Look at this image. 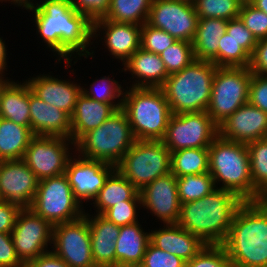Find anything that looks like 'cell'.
Wrapping results in <instances>:
<instances>
[{
  "mask_svg": "<svg viewBox=\"0 0 267 267\" xmlns=\"http://www.w3.org/2000/svg\"><path fill=\"white\" fill-rule=\"evenodd\" d=\"M34 136L31 128L0 117V161L22 159Z\"/></svg>",
  "mask_w": 267,
  "mask_h": 267,
  "instance_id": "31",
  "label": "cell"
},
{
  "mask_svg": "<svg viewBox=\"0 0 267 267\" xmlns=\"http://www.w3.org/2000/svg\"><path fill=\"white\" fill-rule=\"evenodd\" d=\"M115 242L116 267H137L143 261L150 232H145L139 222L121 226Z\"/></svg>",
  "mask_w": 267,
  "mask_h": 267,
  "instance_id": "27",
  "label": "cell"
},
{
  "mask_svg": "<svg viewBox=\"0 0 267 267\" xmlns=\"http://www.w3.org/2000/svg\"><path fill=\"white\" fill-rule=\"evenodd\" d=\"M243 202L234 193L216 187L201 199L182 203L177 224L206 245H221Z\"/></svg>",
  "mask_w": 267,
  "mask_h": 267,
  "instance_id": "3",
  "label": "cell"
},
{
  "mask_svg": "<svg viewBox=\"0 0 267 267\" xmlns=\"http://www.w3.org/2000/svg\"><path fill=\"white\" fill-rule=\"evenodd\" d=\"M218 128L221 138L248 144L267 138V113L246 103L224 120Z\"/></svg>",
  "mask_w": 267,
  "mask_h": 267,
  "instance_id": "19",
  "label": "cell"
},
{
  "mask_svg": "<svg viewBox=\"0 0 267 267\" xmlns=\"http://www.w3.org/2000/svg\"><path fill=\"white\" fill-rule=\"evenodd\" d=\"M251 55L227 32L219 41L218 67H249Z\"/></svg>",
  "mask_w": 267,
  "mask_h": 267,
  "instance_id": "37",
  "label": "cell"
},
{
  "mask_svg": "<svg viewBox=\"0 0 267 267\" xmlns=\"http://www.w3.org/2000/svg\"><path fill=\"white\" fill-rule=\"evenodd\" d=\"M125 200H141V196L139 190L115 169L93 199L94 207H97L96 213L98 212L97 214L102 215L113 205L122 203Z\"/></svg>",
  "mask_w": 267,
  "mask_h": 267,
  "instance_id": "30",
  "label": "cell"
},
{
  "mask_svg": "<svg viewBox=\"0 0 267 267\" xmlns=\"http://www.w3.org/2000/svg\"><path fill=\"white\" fill-rule=\"evenodd\" d=\"M38 182L34 172L22 160L0 161V200L31 208Z\"/></svg>",
  "mask_w": 267,
  "mask_h": 267,
  "instance_id": "16",
  "label": "cell"
},
{
  "mask_svg": "<svg viewBox=\"0 0 267 267\" xmlns=\"http://www.w3.org/2000/svg\"><path fill=\"white\" fill-rule=\"evenodd\" d=\"M3 39H2V37H0V76L1 77H3V76H5L3 73H4V71H5V69H7L6 67V65H7V62H6V45L4 44L5 42L4 41H2Z\"/></svg>",
  "mask_w": 267,
  "mask_h": 267,
  "instance_id": "52",
  "label": "cell"
},
{
  "mask_svg": "<svg viewBox=\"0 0 267 267\" xmlns=\"http://www.w3.org/2000/svg\"><path fill=\"white\" fill-rule=\"evenodd\" d=\"M199 17L194 4L177 0H153L147 23L176 40L192 42Z\"/></svg>",
  "mask_w": 267,
  "mask_h": 267,
  "instance_id": "15",
  "label": "cell"
},
{
  "mask_svg": "<svg viewBox=\"0 0 267 267\" xmlns=\"http://www.w3.org/2000/svg\"><path fill=\"white\" fill-rule=\"evenodd\" d=\"M227 23V20L219 18L198 20L192 41L195 60L210 61L218 67L219 41L227 31Z\"/></svg>",
  "mask_w": 267,
  "mask_h": 267,
  "instance_id": "28",
  "label": "cell"
},
{
  "mask_svg": "<svg viewBox=\"0 0 267 267\" xmlns=\"http://www.w3.org/2000/svg\"><path fill=\"white\" fill-rule=\"evenodd\" d=\"M141 207L155 214L165 224H177L181 203L178 197L177 177L168 173L145 185L140 191Z\"/></svg>",
  "mask_w": 267,
  "mask_h": 267,
  "instance_id": "18",
  "label": "cell"
},
{
  "mask_svg": "<svg viewBox=\"0 0 267 267\" xmlns=\"http://www.w3.org/2000/svg\"><path fill=\"white\" fill-rule=\"evenodd\" d=\"M1 1H10L11 4L17 5V6H22L26 10H30L35 7V4L33 3L34 0H0ZM13 2V3H12Z\"/></svg>",
  "mask_w": 267,
  "mask_h": 267,
  "instance_id": "53",
  "label": "cell"
},
{
  "mask_svg": "<svg viewBox=\"0 0 267 267\" xmlns=\"http://www.w3.org/2000/svg\"><path fill=\"white\" fill-rule=\"evenodd\" d=\"M221 245L232 267H267V199L244 201Z\"/></svg>",
  "mask_w": 267,
  "mask_h": 267,
  "instance_id": "2",
  "label": "cell"
},
{
  "mask_svg": "<svg viewBox=\"0 0 267 267\" xmlns=\"http://www.w3.org/2000/svg\"><path fill=\"white\" fill-rule=\"evenodd\" d=\"M41 2H35L36 6L30 10H34L37 33L47 47L59 55L58 62L63 58L71 66L72 54L91 56L93 51L87 48L94 38L93 22L85 14L78 13L69 0Z\"/></svg>",
  "mask_w": 267,
  "mask_h": 267,
  "instance_id": "1",
  "label": "cell"
},
{
  "mask_svg": "<svg viewBox=\"0 0 267 267\" xmlns=\"http://www.w3.org/2000/svg\"><path fill=\"white\" fill-rule=\"evenodd\" d=\"M137 267H186V261L175 254L161 250L149 242L143 261Z\"/></svg>",
  "mask_w": 267,
  "mask_h": 267,
  "instance_id": "44",
  "label": "cell"
},
{
  "mask_svg": "<svg viewBox=\"0 0 267 267\" xmlns=\"http://www.w3.org/2000/svg\"><path fill=\"white\" fill-rule=\"evenodd\" d=\"M177 40L162 29L155 28L147 22L142 25L140 48L161 55Z\"/></svg>",
  "mask_w": 267,
  "mask_h": 267,
  "instance_id": "40",
  "label": "cell"
},
{
  "mask_svg": "<svg viewBox=\"0 0 267 267\" xmlns=\"http://www.w3.org/2000/svg\"><path fill=\"white\" fill-rule=\"evenodd\" d=\"M104 32V42L111 55L124 64L138 49L141 41V25L118 23L104 18L93 22V37ZM98 32V33H97Z\"/></svg>",
  "mask_w": 267,
  "mask_h": 267,
  "instance_id": "20",
  "label": "cell"
},
{
  "mask_svg": "<svg viewBox=\"0 0 267 267\" xmlns=\"http://www.w3.org/2000/svg\"><path fill=\"white\" fill-rule=\"evenodd\" d=\"M226 32L230 34V36H232L250 55L253 54L258 41L239 17L228 21Z\"/></svg>",
  "mask_w": 267,
  "mask_h": 267,
  "instance_id": "45",
  "label": "cell"
},
{
  "mask_svg": "<svg viewBox=\"0 0 267 267\" xmlns=\"http://www.w3.org/2000/svg\"><path fill=\"white\" fill-rule=\"evenodd\" d=\"M16 267H31V266L28 263H22L21 265Z\"/></svg>",
  "mask_w": 267,
  "mask_h": 267,
  "instance_id": "58",
  "label": "cell"
},
{
  "mask_svg": "<svg viewBox=\"0 0 267 267\" xmlns=\"http://www.w3.org/2000/svg\"><path fill=\"white\" fill-rule=\"evenodd\" d=\"M95 215L91 216L87 213L95 265L97 267H116L115 241L119 236L120 227L102 215Z\"/></svg>",
  "mask_w": 267,
  "mask_h": 267,
  "instance_id": "23",
  "label": "cell"
},
{
  "mask_svg": "<svg viewBox=\"0 0 267 267\" xmlns=\"http://www.w3.org/2000/svg\"><path fill=\"white\" fill-rule=\"evenodd\" d=\"M252 5L267 14V0H254Z\"/></svg>",
  "mask_w": 267,
  "mask_h": 267,
  "instance_id": "54",
  "label": "cell"
},
{
  "mask_svg": "<svg viewBox=\"0 0 267 267\" xmlns=\"http://www.w3.org/2000/svg\"><path fill=\"white\" fill-rule=\"evenodd\" d=\"M209 172L208 148H186L171 152V173L176 177Z\"/></svg>",
  "mask_w": 267,
  "mask_h": 267,
  "instance_id": "32",
  "label": "cell"
},
{
  "mask_svg": "<svg viewBox=\"0 0 267 267\" xmlns=\"http://www.w3.org/2000/svg\"><path fill=\"white\" fill-rule=\"evenodd\" d=\"M82 206L63 173L38 182L31 209L55 226L81 218L85 213Z\"/></svg>",
  "mask_w": 267,
  "mask_h": 267,
  "instance_id": "9",
  "label": "cell"
},
{
  "mask_svg": "<svg viewBox=\"0 0 267 267\" xmlns=\"http://www.w3.org/2000/svg\"><path fill=\"white\" fill-rule=\"evenodd\" d=\"M209 173L219 189L230 191L242 201H254V185L250 171L247 144L218 136L208 147Z\"/></svg>",
  "mask_w": 267,
  "mask_h": 267,
  "instance_id": "4",
  "label": "cell"
},
{
  "mask_svg": "<svg viewBox=\"0 0 267 267\" xmlns=\"http://www.w3.org/2000/svg\"><path fill=\"white\" fill-rule=\"evenodd\" d=\"M52 244V251L69 267H97L86 212L77 220L53 226Z\"/></svg>",
  "mask_w": 267,
  "mask_h": 267,
  "instance_id": "12",
  "label": "cell"
},
{
  "mask_svg": "<svg viewBox=\"0 0 267 267\" xmlns=\"http://www.w3.org/2000/svg\"><path fill=\"white\" fill-rule=\"evenodd\" d=\"M74 157L69 160L65 175L68 178L74 197L82 205V200L93 201L104 186L108 176L116 169V166L79 155Z\"/></svg>",
  "mask_w": 267,
  "mask_h": 267,
  "instance_id": "17",
  "label": "cell"
},
{
  "mask_svg": "<svg viewBox=\"0 0 267 267\" xmlns=\"http://www.w3.org/2000/svg\"><path fill=\"white\" fill-rule=\"evenodd\" d=\"M98 80L99 79L94 81L95 83L94 82L91 83L89 91L87 89L85 90V88L82 87L81 93H83L86 97L92 100L111 104L116 110L122 109V102H123V97H124L122 95H124L123 92L125 89H123L121 85H119L118 81L110 79L109 76L102 77L99 80L100 85L98 84ZM96 82L99 86L96 85ZM120 97L121 99H119ZM117 98L119 99L117 101L118 103L113 102L115 101L114 99H117Z\"/></svg>",
  "mask_w": 267,
  "mask_h": 267,
  "instance_id": "39",
  "label": "cell"
},
{
  "mask_svg": "<svg viewBox=\"0 0 267 267\" xmlns=\"http://www.w3.org/2000/svg\"><path fill=\"white\" fill-rule=\"evenodd\" d=\"M18 258L28 263L43 255L52 246L53 226L31 208L21 209L11 232Z\"/></svg>",
  "mask_w": 267,
  "mask_h": 267,
  "instance_id": "14",
  "label": "cell"
},
{
  "mask_svg": "<svg viewBox=\"0 0 267 267\" xmlns=\"http://www.w3.org/2000/svg\"><path fill=\"white\" fill-rule=\"evenodd\" d=\"M10 79H4V77H0V93H1V88L9 81Z\"/></svg>",
  "mask_w": 267,
  "mask_h": 267,
  "instance_id": "55",
  "label": "cell"
},
{
  "mask_svg": "<svg viewBox=\"0 0 267 267\" xmlns=\"http://www.w3.org/2000/svg\"><path fill=\"white\" fill-rule=\"evenodd\" d=\"M150 242L184 261H190L206 245L198 237L178 224H165L164 228L150 232Z\"/></svg>",
  "mask_w": 267,
  "mask_h": 267,
  "instance_id": "24",
  "label": "cell"
},
{
  "mask_svg": "<svg viewBox=\"0 0 267 267\" xmlns=\"http://www.w3.org/2000/svg\"><path fill=\"white\" fill-rule=\"evenodd\" d=\"M199 19L219 18L229 21L239 16L242 4L238 0H195Z\"/></svg>",
  "mask_w": 267,
  "mask_h": 267,
  "instance_id": "36",
  "label": "cell"
},
{
  "mask_svg": "<svg viewBox=\"0 0 267 267\" xmlns=\"http://www.w3.org/2000/svg\"><path fill=\"white\" fill-rule=\"evenodd\" d=\"M186 267H232L222 245H205L203 249L186 262Z\"/></svg>",
  "mask_w": 267,
  "mask_h": 267,
  "instance_id": "41",
  "label": "cell"
},
{
  "mask_svg": "<svg viewBox=\"0 0 267 267\" xmlns=\"http://www.w3.org/2000/svg\"><path fill=\"white\" fill-rule=\"evenodd\" d=\"M116 111L111 104L92 100L81 93L71 116V140L76 143L84 134L99 127Z\"/></svg>",
  "mask_w": 267,
  "mask_h": 267,
  "instance_id": "26",
  "label": "cell"
},
{
  "mask_svg": "<svg viewBox=\"0 0 267 267\" xmlns=\"http://www.w3.org/2000/svg\"><path fill=\"white\" fill-rule=\"evenodd\" d=\"M256 40L267 38V14L252 4L242 5L239 16Z\"/></svg>",
  "mask_w": 267,
  "mask_h": 267,
  "instance_id": "43",
  "label": "cell"
},
{
  "mask_svg": "<svg viewBox=\"0 0 267 267\" xmlns=\"http://www.w3.org/2000/svg\"><path fill=\"white\" fill-rule=\"evenodd\" d=\"M251 78L249 67H217L206 111L218 126L248 103Z\"/></svg>",
  "mask_w": 267,
  "mask_h": 267,
  "instance_id": "10",
  "label": "cell"
},
{
  "mask_svg": "<svg viewBox=\"0 0 267 267\" xmlns=\"http://www.w3.org/2000/svg\"><path fill=\"white\" fill-rule=\"evenodd\" d=\"M160 57L168 75L180 72L195 61L192 42L177 40Z\"/></svg>",
  "mask_w": 267,
  "mask_h": 267,
  "instance_id": "38",
  "label": "cell"
},
{
  "mask_svg": "<svg viewBox=\"0 0 267 267\" xmlns=\"http://www.w3.org/2000/svg\"><path fill=\"white\" fill-rule=\"evenodd\" d=\"M177 1L187 2L190 4H194V2H195V0H177Z\"/></svg>",
  "mask_w": 267,
  "mask_h": 267,
  "instance_id": "57",
  "label": "cell"
},
{
  "mask_svg": "<svg viewBox=\"0 0 267 267\" xmlns=\"http://www.w3.org/2000/svg\"><path fill=\"white\" fill-rule=\"evenodd\" d=\"M124 71H130L137 78L131 87L161 88L169 76L160 55L138 49L124 64ZM134 75V76H133Z\"/></svg>",
  "mask_w": 267,
  "mask_h": 267,
  "instance_id": "25",
  "label": "cell"
},
{
  "mask_svg": "<svg viewBox=\"0 0 267 267\" xmlns=\"http://www.w3.org/2000/svg\"><path fill=\"white\" fill-rule=\"evenodd\" d=\"M216 69L210 61L195 60L167 77L161 89L172 114L207 110Z\"/></svg>",
  "mask_w": 267,
  "mask_h": 267,
  "instance_id": "5",
  "label": "cell"
},
{
  "mask_svg": "<svg viewBox=\"0 0 267 267\" xmlns=\"http://www.w3.org/2000/svg\"><path fill=\"white\" fill-rule=\"evenodd\" d=\"M250 171L254 185V201L267 199V138L247 144Z\"/></svg>",
  "mask_w": 267,
  "mask_h": 267,
  "instance_id": "33",
  "label": "cell"
},
{
  "mask_svg": "<svg viewBox=\"0 0 267 267\" xmlns=\"http://www.w3.org/2000/svg\"><path fill=\"white\" fill-rule=\"evenodd\" d=\"M21 208L15 204L0 200V232L11 233Z\"/></svg>",
  "mask_w": 267,
  "mask_h": 267,
  "instance_id": "50",
  "label": "cell"
},
{
  "mask_svg": "<svg viewBox=\"0 0 267 267\" xmlns=\"http://www.w3.org/2000/svg\"><path fill=\"white\" fill-rule=\"evenodd\" d=\"M248 103L267 113V76L252 73Z\"/></svg>",
  "mask_w": 267,
  "mask_h": 267,
  "instance_id": "47",
  "label": "cell"
},
{
  "mask_svg": "<svg viewBox=\"0 0 267 267\" xmlns=\"http://www.w3.org/2000/svg\"><path fill=\"white\" fill-rule=\"evenodd\" d=\"M215 188L209 172L177 177L178 197L181 204L201 199Z\"/></svg>",
  "mask_w": 267,
  "mask_h": 267,
  "instance_id": "35",
  "label": "cell"
},
{
  "mask_svg": "<svg viewBox=\"0 0 267 267\" xmlns=\"http://www.w3.org/2000/svg\"><path fill=\"white\" fill-rule=\"evenodd\" d=\"M21 264L11 233L0 232V267H16Z\"/></svg>",
  "mask_w": 267,
  "mask_h": 267,
  "instance_id": "48",
  "label": "cell"
},
{
  "mask_svg": "<svg viewBox=\"0 0 267 267\" xmlns=\"http://www.w3.org/2000/svg\"><path fill=\"white\" fill-rule=\"evenodd\" d=\"M116 169L140 191L171 173V153L162 140H136Z\"/></svg>",
  "mask_w": 267,
  "mask_h": 267,
  "instance_id": "8",
  "label": "cell"
},
{
  "mask_svg": "<svg viewBox=\"0 0 267 267\" xmlns=\"http://www.w3.org/2000/svg\"><path fill=\"white\" fill-rule=\"evenodd\" d=\"M30 128L35 136L71 139V117L37 97L29 86Z\"/></svg>",
  "mask_w": 267,
  "mask_h": 267,
  "instance_id": "21",
  "label": "cell"
},
{
  "mask_svg": "<svg viewBox=\"0 0 267 267\" xmlns=\"http://www.w3.org/2000/svg\"><path fill=\"white\" fill-rule=\"evenodd\" d=\"M123 96L122 110L136 140H162L172 115L162 89L130 87Z\"/></svg>",
  "mask_w": 267,
  "mask_h": 267,
  "instance_id": "6",
  "label": "cell"
},
{
  "mask_svg": "<svg viewBox=\"0 0 267 267\" xmlns=\"http://www.w3.org/2000/svg\"><path fill=\"white\" fill-rule=\"evenodd\" d=\"M26 82L37 97L72 116L82 91L80 85L43 74Z\"/></svg>",
  "mask_w": 267,
  "mask_h": 267,
  "instance_id": "22",
  "label": "cell"
},
{
  "mask_svg": "<svg viewBox=\"0 0 267 267\" xmlns=\"http://www.w3.org/2000/svg\"><path fill=\"white\" fill-rule=\"evenodd\" d=\"M0 117L30 128L29 84L8 81L0 93Z\"/></svg>",
  "mask_w": 267,
  "mask_h": 267,
  "instance_id": "29",
  "label": "cell"
},
{
  "mask_svg": "<svg viewBox=\"0 0 267 267\" xmlns=\"http://www.w3.org/2000/svg\"><path fill=\"white\" fill-rule=\"evenodd\" d=\"M153 0H111L104 19L118 23L143 25L147 22Z\"/></svg>",
  "mask_w": 267,
  "mask_h": 267,
  "instance_id": "34",
  "label": "cell"
},
{
  "mask_svg": "<svg viewBox=\"0 0 267 267\" xmlns=\"http://www.w3.org/2000/svg\"><path fill=\"white\" fill-rule=\"evenodd\" d=\"M249 69L254 74L267 76V38L258 40L251 55Z\"/></svg>",
  "mask_w": 267,
  "mask_h": 267,
  "instance_id": "49",
  "label": "cell"
},
{
  "mask_svg": "<svg viewBox=\"0 0 267 267\" xmlns=\"http://www.w3.org/2000/svg\"><path fill=\"white\" fill-rule=\"evenodd\" d=\"M139 205L141 206V200H125L107 209L102 216L119 227L137 223Z\"/></svg>",
  "mask_w": 267,
  "mask_h": 267,
  "instance_id": "42",
  "label": "cell"
},
{
  "mask_svg": "<svg viewBox=\"0 0 267 267\" xmlns=\"http://www.w3.org/2000/svg\"><path fill=\"white\" fill-rule=\"evenodd\" d=\"M219 136L218 125L207 111L172 114L162 142L171 152L208 148Z\"/></svg>",
  "mask_w": 267,
  "mask_h": 267,
  "instance_id": "11",
  "label": "cell"
},
{
  "mask_svg": "<svg viewBox=\"0 0 267 267\" xmlns=\"http://www.w3.org/2000/svg\"><path fill=\"white\" fill-rule=\"evenodd\" d=\"M135 141L127 115L119 109L99 127L84 134L75 148L79 156L116 166Z\"/></svg>",
  "mask_w": 267,
  "mask_h": 267,
  "instance_id": "7",
  "label": "cell"
},
{
  "mask_svg": "<svg viewBox=\"0 0 267 267\" xmlns=\"http://www.w3.org/2000/svg\"><path fill=\"white\" fill-rule=\"evenodd\" d=\"M242 5L252 4L254 0H238Z\"/></svg>",
  "mask_w": 267,
  "mask_h": 267,
  "instance_id": "56",
  "label": "cell"
},
{
  "mask_svg": "<svg viewBox=\"0 0 267 267\" xmlns=\"http://www.w3.org/2000/svg\"><path fill=\"white\" fill-rule=\"evenodd\" d=\"M69 145L75 143L66 137L34 136L25 150L22 160L34 172L37 179L50 178L65 173L71 159Z\"/></svg>",
  "mask_w": 267,
  "mask_h": 267,
  "instance_id": "13",
  "label": "cell"
},
{
  "mask_svg": "<svg viewBox=\"0 0 267 267\" xmlns=\"http://www.w3.org/2000/svg\"><path fill=\"white\" fill-rule=\"evenodd\" d=\"M71 6L85 14L92 22L104 18L108 13L111 0H69Z\"/></svg>",
  "mask_w": 267,
  "mask_h": 267,
  "instance_id": "46",
  "label": "cell"
},
{
  "mask_svg": "<svg viewBox=\"0 0 267 267\" xmlns=\"http://www.w3.org/2000/svg\"><path fill=\"white\" fill-rule=\"evenodd\" d=\"M28 264L31 267H69L60 257H58L52 250L45 252L43 255L34 259Z\"/></svg>",
  "mask_w": 267,
  "mask_h": 267,
  "instance_id": "51",
  "label": "cell"
}]
</instances>
